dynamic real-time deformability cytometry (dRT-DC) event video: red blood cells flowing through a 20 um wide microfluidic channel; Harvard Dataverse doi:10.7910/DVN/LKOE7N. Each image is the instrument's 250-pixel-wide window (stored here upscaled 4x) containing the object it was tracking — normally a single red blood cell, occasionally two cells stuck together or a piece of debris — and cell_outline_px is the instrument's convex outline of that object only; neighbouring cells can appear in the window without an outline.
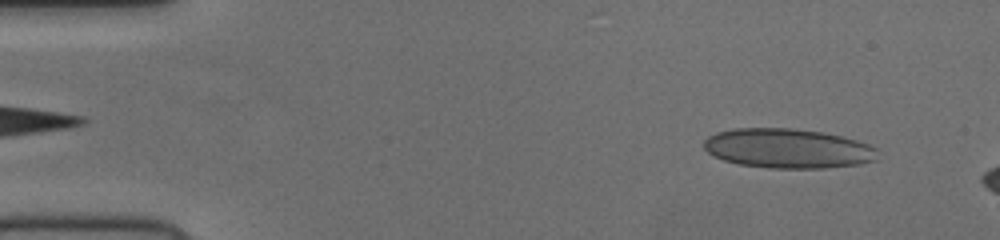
{"species": "human", "species_latin": "Homo sapiens", "temperature_condition": "cold", "stored_images_in_passage": 52, "segment_of_instrument_passage": [1, 2], "camera_frame_rate_fps": 3000, "um_per_image_px": 0.085, "donor": {"sex": "female"}, "frame": {"image": 1, "passage_image": 4, "time_ms": 1.0, "image_size_px": [1000, 240], "cell_outline_px": [[876, 160], [856, 164], [820, 168], [776, 168], [740, 164], [724, 160], [708, 152], [704, 148], [704, 140], [708, 136], [716, 132], [736, 128], [796, 128], [824, 132], [844, 136], [868, 144], [876, 148]], "centroid_in_image_um": [66.96, 12.6], "position_along_channel_um": 18.0, "area_um2": 39.88}}
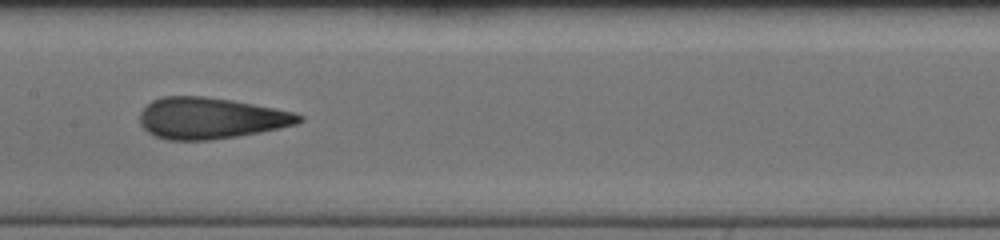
{"frame": {"image": 2, "passage_image": 25, "time_ms": 8.0, "image_size_px": [1000, 240], "cell_outline_px": [[304, 120], [296, 124], [260, 132], [236, 136], [208, 140], [168, 140], [156, 136], [148, 132], [140, 124], [140, 112], [152, 100], [164, 96], [204, 96], [232, 100], [296, 112], [304, 116]], "centroid_in_image_um": [17.91, 10.04], "position_along_channel_um": 189.5, "area_um2": 38.21}}
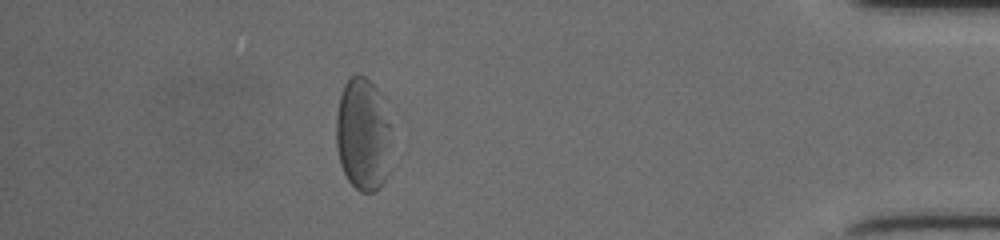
{"frame": {"image": 3, "passage_image": 45, "time_ms": 14.667, "image_size_px": [1000, 240], "cell_outline_px": [[388, 172], [384, 180], [376, 192], [360, 192], [348, 180], [340, 164], [336, 148], [336, 116], [340, 96], [344, 84], [348, 76], [364, 76], [384, 96], [388, 124]], "centroid_in_image_um": [30.81, 11.42], "position_along_channel_um": 404.4, "area_um2": 36.24}}